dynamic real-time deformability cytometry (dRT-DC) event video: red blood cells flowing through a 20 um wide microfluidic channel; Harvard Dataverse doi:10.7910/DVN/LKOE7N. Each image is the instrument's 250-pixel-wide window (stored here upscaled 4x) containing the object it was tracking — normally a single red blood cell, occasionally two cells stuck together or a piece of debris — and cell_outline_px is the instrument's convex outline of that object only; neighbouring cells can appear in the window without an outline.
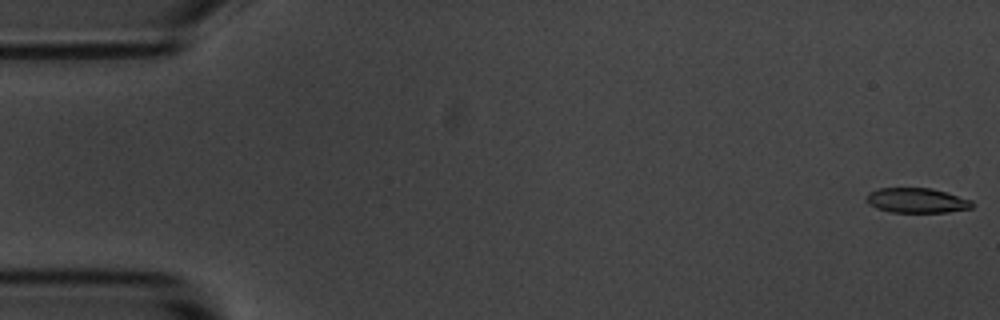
{"species": "common noctule bat (a hibernating species)", "species_latin": "Nyctalus noctula", "temperature_condition": "room temperature", "stored_images_in_passage": 11, "camera_frame_rate_fps": 3000, "um_per_image_px": 0.085, "animal": {"sex": "male", "body_mass_g": 20.1, "forearm_length_mm": 53.5}, "frame": {"image": 1, "passage_image": 1, "time_ms": 0.0, "image_size_px": [1000, 320], "cell_outline_px": [[976, 204], [972, 208], [948, 212], [892, 212], [876, 208], [868, 204], [864, 200], [868, 192], [880, 188], [932, 188], [972, 200]], "centroid_in_image_um": [77.92, 17.04], "position_along_channel_um": 7.1, "area_um2": 15.49}}
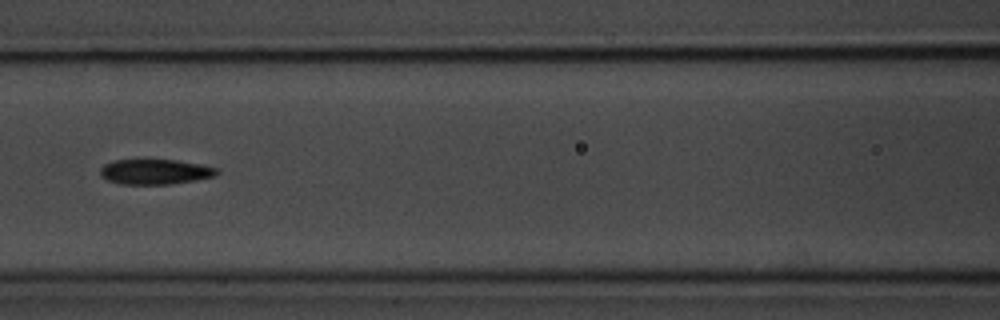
{"frame": {"image": 2, "passage_image": 7, "time_ms": 7.667, "image_size_px": [1000, 320], "cell_outline_px": [[220, 172], [216, 176], [196, 180], [168, 184], [120, 184], [108, 180], [100, 176], [100, 168], [104, 164], [112, 160], [176, 160], [200, 164], [216, 168]], "centroid_in_image_um": [13.17, 14.6], "position_along_channel_um": 153.4, "area_um2": 17.11}}
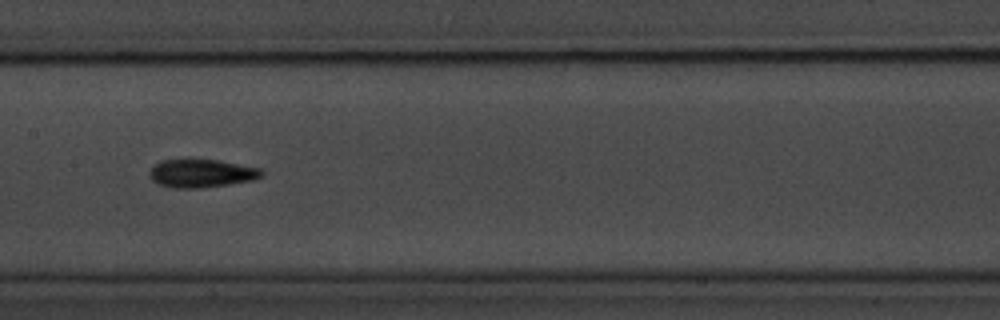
{"frame": {"image": 3, "passage_image": 8, "time_ms": 8.667, "image_size_px": [1000, 320], "cell_outline_px": [[264, 176], [252, 180], [228, 184], [200, 188], [172, 188], [156, 184], [148, 176], [148, 172], [160, 160], [216, 160], [264, 168]], "centroid_in_image_um": [17.13, 14.74], "position_along_channel_um": 190.3, "area_um2": 18.55}}